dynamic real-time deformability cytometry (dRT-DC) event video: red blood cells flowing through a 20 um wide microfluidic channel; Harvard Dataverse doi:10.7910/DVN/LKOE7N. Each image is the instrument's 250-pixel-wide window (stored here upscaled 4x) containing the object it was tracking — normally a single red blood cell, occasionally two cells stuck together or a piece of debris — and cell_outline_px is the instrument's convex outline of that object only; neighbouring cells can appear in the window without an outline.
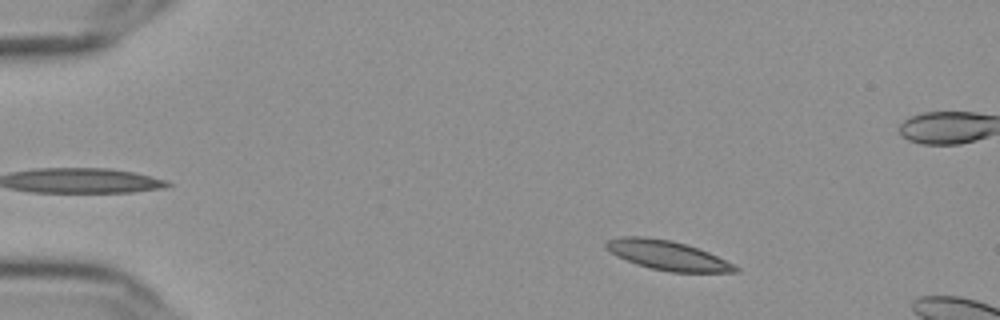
{"species": "Egyptian fruit bat (a non-hibernating species)", "species_latin": "Rousettus aegyptiacus", "temperature_condition": "cold", "stored_images_in_passage": 13, "camera_frame_rate_fps": 3000, "um_per_image_px": 0.085, "frame": {"image": 1, "passage_image": 6, "time_ms": 1.667, "image_size_px": [1000, 320], "cell_outline_px": [[740, 272], [668, 272], [648, 268], [636, 264], [616, 256], [604, 248], [604, 244], [608, 240], [624, 236], [644, 236], [668, 240], [684, 244], [708, 252], [740, 268]], "centroid_in_image_um": [56.68, 21.71], "position_along_channel_um": 28.3, "area_um2": 22.02}}